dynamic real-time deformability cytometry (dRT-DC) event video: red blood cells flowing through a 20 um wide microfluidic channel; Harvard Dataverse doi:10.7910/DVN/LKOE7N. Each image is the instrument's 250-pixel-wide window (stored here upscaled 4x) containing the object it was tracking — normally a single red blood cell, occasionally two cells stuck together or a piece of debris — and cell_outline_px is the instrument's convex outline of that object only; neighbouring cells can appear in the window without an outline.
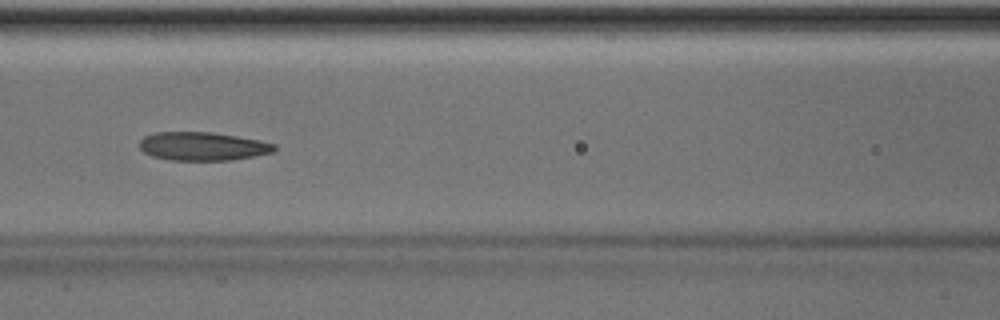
{"species": "Egyptian fruit bat (a non-hibernating species)", "species_latin": "Rousettus aegyptiacus", "temperature_condition": "room temperature", "stored_images_in_passage": 51, "camera_frame_rate_fps": 3000, "um_per_image_px": 0.085, "animal": {"sex": "male"}, "frame": {"image": 1, "passage_image": 22, "time_ms": 7.0, "image_size_px": [1000, 320], "cell_outline_px": [[276, 148], [272, 152], [256, 156], [232, 160], [168, 160], [152, 156], [144, 152], [140, 148], [140, 140], [144, 136], [156, 132], [212, 132], [260, 140], [276, 144]], "centroid_in_image_um": [17.23, 12.43], "position_along_channel_um": 149.4, "area_um2": 22.43}}
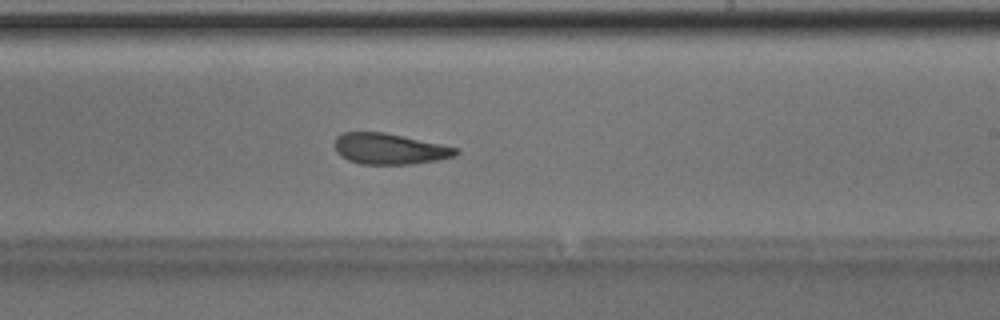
{"frame": {"image": 2, "passage_image": 30, "time_ms": 9.667, "image_size_px": [1000, 320], "cell_outline_px": [[460, 152], [456, 156], [436, 160], [412, 164], [360, 164], [348, 160], [340, 156], [336, 152], [332, 144], [336, 136], [344, 132], [384, 132], [460, 148]], "centroid_in_image_um": [33.08, 12.65], "position_along_channel_um": 255.9, "area_um2": 22.08}, "authors_computed_cell_mechanics": {"area_um2": 22.8888, "velocity_mm_per_s": 4.011, "shape_relaxation_time_tau1_ms": null, "shape_relaxation_time_tau2_ms": 4.4529, "deformation_change_tau1": null, "deformation_change_tau2": 0.1232}}